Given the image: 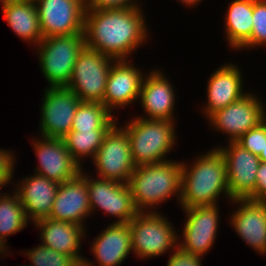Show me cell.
Returning <instances> with one entry per match:
<instances>
[{
	"label": "cell",
	"instance_id": "d590c367",
	"mask_svg": "<svg viewBox=\"0 0 266 266\" xmlns=\"http://www.w3.org/2000/svg\"><path fill=\"white\" fill-rule=\"evenodd\" d=\"M181 3H183V5H185V7H189V8H194L196 6H198L199 3H201V1L203 0H178Z\"/></svg>",
	"mask_w": 266,
	"mask_h": 266
},
{
	"label": "cell",
	"instance_id": "5b68a950",
	"mask_svg": "<svg viewBox=\"0 0 266 266\" xmlns=\"http://www.w3.org/2000/svg\"><path fill=\"white\" fill-rule=\"evenodd\" d=\"M85 46L84 33L49 36L34 47L47 87H66L78 54Z\"/></svg>",
	"mask_w": 266,
	"mask_h": 266
},
{
	"label": "cell",
	"instance_id": "30bf717a",
	"mask_svg": "<svg viewBox=\"0 0 266 266\" xmlns=\"http://www.w3.org/2000/svg\"><path fill=\"white\" fill-rule=\"evenodd\" d=\"M43 92L39 136L62 139L72 129L73 118L81 100L66 87H46Z\"/></svg>",
	"mask_w": 266,
	"mask_h": 266
},
{
	"label": "cell",
	"instance_id": "d6a6232c",
	"mask_svg": "<svg viewBox=\"0 0 266 266\" xmlns=\"http://www.w3.org/2000/svg\"><path fill=\"white\" fill-rule=\"evenodd\" d=\"M138 2V0H86V9L106 10L139 8L141 7V2Z\"/></svg>",
	"mask_w": 266,
	"mask_h": 266
},
{
	"label": "cell",
	"instance_id": "f35d334b",
	"mask_svg": "<svg viewBox=\"0 0 266 266\" xmlns=\"http://www.w3.org/2000/svg\"><path fill=\"white\" fill-rule=\"evenodd\" d=\"M6 1H16V0H0V3L1 2H6ZM19 1V0H18Z\"/></svg>",
	"mask_w": 266,
	"mask_h": 266
},
{
	"label": "cell",
	"instance_id": "44dd1931",
	"mask_svg": "<svg viewBox=\"0 0 266 266\" xmlns=\"http://www.w3.org/2000/svg\"><path fill=\"white\" fill-rule=\"evenodd\" d=\"M241 73V68L231 62L224 63L212 72L206 86L207 100L201 108L206 119L215 111L225 108L248 93L243 89Z\"/></svg>",
	"mask_w": 266,
	"mask_h": 266
},
{
	"label": "cell",
	"instance_id": "1f68e13d",
	"mask_svg": "<svg viewBox=\"0 0 266 266\" xmlns=\"http://www.w3.org/2000/svg\"><path fill=\"white\" fill-rule=\"evenodd\" d=\"M14 154L12 150L0 148V186L7 187L12 183L17 160Z\"/></svg>",
	"mask_w": 266,
	"mask_h": 266
},
{
	"label": "cell",
	"instance_id": "8d00e7d4",
	"mask_svg": "<svg viewBox=\"0 0 266 266\" xmlns=\"http://www.w3.org/2000/svg\"><path fill=\"white\" fill-rule=\"evenodd\" d=\"M6 245H7V242H5L3 239L0 238V255L2 256V254H3V256H2L3 258L5 255L8 256L7 254L9 253L8 252L9 251L8 245L7 246ZM1 256H0V258H1Z\"/></svg>",
	"mask_w": 266,
	"mask_h": 266
},
{
	"label": "cell",
	"instance_id": "ba28073f",
	"mask_svg": "<svg viewBox=\"0 0 266 266\" xmlns=\"http://www.w3.org/2000/svg\"><path fill=\"white\" fill-rule=\"evenodd\" d=\"M117 122L105 135L91 160L98 174L96 177L128 184L135 170L127 132Z\"/></svg>",
	"mask_w": 266,
	"mask_h": 266
},
{
	"label": "cell",
	"instance_id": "83f0119b",
	"mask_svg": "<svg viewBox=\"0 0 266 266\" xmlns=\"http://www.w3.org/2000/svg\"><path fill=\"white\" fill-rule=\"evenodd\" d=\"M109 130L70 131L62 139L73 159L83 168L82 161L93 159Z\"/></svg>",
	"mask_w": 266,
	"mask_h": 266
},
{
	"label": "cell",
	"instance_id": "ab89813d",
	"mask_svg": "<svg viewBox=\"0 0 266 266\" xmlns=\"http://www.w3.org/2000/svg\"><path fill=\"white\" fill-rule=\"evenodd\" d=\"M4 186H0V194H2L3 192H1V190L3 191V189H1V188H3ZM1 196V195H0Z\"/></svg>",
	"mask_w": 266,
	"mask_h": 266
},
{
	"label": "cell",
	"instance_id": "6da1fadb",
	"mask_svg": "<svg viewBox=\"0 0 266 266\" xmlns=\"http://www.w3.org/2000/svg\"><path fill=\"white\" fill-rule=\"evenodd\" d=\"M140 8L85 9V46L116 60H129L150 36ZM130 55V56H129Z\"/></svg>",
	"mask_w": 266,
	"mask_h": 266
},
{
	"label": "cell",
	"instance_id": "603a6c76",
	"mask_svg": "<svg viewBox=\"0 0 266 266\" xmlns=\"http://www.w3.org/2000/svg\"><path fill=\"white\" fill-rule=\"evenodd\" d=\"M91 243L90 249L98 266H119L133 254L129 223L112 221Z\"/></svg>",
	"mask_w": 266,
	"mask_h": 266
},
{
	"label": "cell",
	"instance_id": "7402d4cb",
	"mask_svg": "<svg viewBox=\"0 0 266 266\" xmlns=\"http://www.w3.org/2000/svg\"><path fill=\"white\" fill-rule=\"evenodd\" d=\"M17 181L14 191L30 223L48 218L59 184L35 173Z\"/></svg>",
	"mask_w": 266,
	"mask_h": 266
},
{
	"label": "cell",
	"instance_id": "d4e9b609",
	"mask_svg": "<svg viewBox=\"0 0 266 266\" xmlns=\"http://www.w3.org/2000/svg\"><path fill=\"white\" fill-rule=\"evenodd\" d=\"M225 15V37L234 50L250 49L253 28V0H232Z\"/></svg>",
	"mask_w": 266,
	"mask_h": 266
},
{
	"label": "cell",
	"instance_id": "e0dca14e",
	"mask_svg": "<svg viewBox=\"0 0 266 266\" xmlns=\"http://www.w3.org/2000/svg\"><path fill=\"white\" fill-rule=\"evenodd\" d=\"M92 216L87 189V172L84 168L74 178L59 184L52 210L48 218L70 222L86 227L88 216Z\"/></svg>",
	"mask_w": 266,
	"mask_h": 266
},
{
	"label": "cell",
	"instance_id": "cb8c5ba5",
	"mask_svg": "<svg viewBox=\"0 0 266 266\" xmlns=\"http://www.w3.org/2000/svg\"><path fill=\"white\" fill-rule=\"evenodd\" d=\"M3 18L17 37L37 46L43 39L34 0L1 2Z\"/></svg>",
	"mask_w": 266,
	"mask_h": 266
},
{
	"label": "cell",
	"instance_id": "484cf974",
	"mask_svg": "<svg viewBox=\"0 0 266 266\" xmlns=\"http://www.w3.org/2000/svg\"><path fill=\"white\" fill-rule=\"evenodd\" d=\"M101 102L81 101L71 131L110 130L118 121Z\"/></svg>",
	"mask_w": 266,
	"mask_h": 266
},
{
	"label": "cell",
	"instance_id": "9a60e30c",
	"mask_svg": "<svg viewBox=\"0 0 266 266\" xmlns=\"http://www.w3.org/2000/svg\"><path fill=\"white\" fill-rule=\"evenodd\" d=\"M32 145L38 159L35 174L61 184L81 172V166L73 159L63 139L37 136Z\"/></svg>",
	"mask_w": 266,
	"mask_h": 266
},
{
	"label": "cell",
	"instance_id": "8fae6325",
	"mask_svg": "<svg viewBox=\"0 0 266 266\" xmlns=\"http://www.w3.org/2000/svg\"><path fill=\"white\" fill-rule=\"evenodd\" d=\"M89 175L91 174H87V189L92 214L100 210L114 219L116 217L114 223H129L139 213L128 184Z\"/></svg>",
	"mask_w": 266,
	"mask_h": 266
},
{
	"label": "cell",
	"instance_id": "ffe728a7",
	"mask_svg": "<svg viewBox=\"0 0 266 266\" xmlns=\"http://www.w3.org/2000/svg\"><path fill=\"white\" fill-rule=\"evenodd\" d=\"M33 225L40 230L41 245L71 256L80 266H96L94 262L89 261L80 253L82 239L87 237L85 227L51 218L41 219Z\"/></svg>",
	"mask_w": 266,
	"mask_h": 266
},
{
	"label": "cell",
	"instance_id": "d6986e66",
	"mask_svg": "<svg viewBox=\"0 0 266 266\" xmlns=\"http://www.w3.org/2000/svg\"><path fill=\"white\" fill-rule=\"evenodd\" d=\"M156 69V70H155ZM159 68L148 71L142 81L139 103L144 110L141 115L137 116L145 119L157 120H176L174 118L176 106V93L172 82L168 80L167 75Z\"/></svg>",
	"mask_w": 266,
	"mask_h": 266
},
{
	"label": "cell",
	"instance_id": "5bb4252c",
	"mask_svg": "<svg viewBox=\"0 0 266 266\" xmlns=\"http://www.w3.org/2000/svg\"><path fill=\"white\" fill-rule=\"evenodd\" d=\"M225 147L217 146L224 158L227 180L232 200L249 198L255 200L256 173L260 165L257 155L242 148L236 142H228Z\"/></svg>",
	"mask_w": 266,
	"mask_h": 266
},
{
	"label": "cell",
	"instance_id": "60d3db41",
	"mask_svg": "<svg viewBox=\"0 0 266 266\" xmlns=\"http://www.w3.org/2000/svg\"><path fill=\"white\" fill-rule=\"evenodd\" d=\"M264 120L266 121V107H265V118H264Z\"/></svg>",
	"mask_w": 266,
	"mask_h": 266
},
{
	"label": "cell",
	"instance_id": "8992f818",
	"mask_svg": "<svg viewBox=\"0 0 266 266\" xmlns=\"http://www.w3.org/2000/svg\"><path fill=\"white\" fill-rule=\"evenodd\" d=\"M166 215L157 212H139L130 222L131 247L142 260L165 255L178 247V230Z\"/></svg>",
	"mask_w": 266,
	"mask_h": 266
},
{
	"label": "cell",
	"instance_id": "e575fe53",
	"mask_svg": "<svg viewBox=\"0 0 266 266\" xmlns=\"http://www.w3.org/2000/svg\"><path fill=\"white\" fill-rule=\"evenodd\" d=\"M255 200L266 201V162H260L256 173Z\"/></svg>",
	"mask_w": 266,
	"mask_h": 266
},
{
	"label": "cell",
	"instance_id": "9c48e42d",
	"mask_svg": "<svg viewBox=\"0 0 266 266\" xmlns=\"http://www.w3.org/2000/svg\"><path fill=\"white\" fill-rule=\"evenodd\" d=\"M262 102L260 97L249 91L239 100L212 113L206 121L213 130L225 134L228 142H235L264 121L265 105Z\"/></svg>",
	"mask_w": 266,
	"mask_h": 266
},
{
	"label": "cell",
	"instance_id": "52a82bcc",
	"mask_svg": "<svg viewBox=\"0 0 266 266\" xmlns=\"http://www.w3.org/2000/svg\"><path fill=\"white\" fill-rule=\"evenodd\" d=\"M116 59L87 46L80 51L66 88L81 101L102 102L107 77Z\"/></svg>",
	"mask_w": 266,
	"mask_h": 266
},
{
	"label": "cell",
	"instance_id": "836d02e7",
	"mask_svg": "<svg viewBox=\"0 0 266 266\" xmlns=\"http://www.w3.org/2000/svg\"><path fill=\"white\" fill-rule=\"evenodd\" d=\"M166 266H202L203 257L186 252L177 247L173 253L170 252Z\"/></svg>",
	"mask_w": 266,
	"mask_h": 266
},
{
	"label": "cell",
	"instance_id": "2e32d148",
	"mask_svg": "<svg viewBox=\"0 0 266 266\" xmlns=\"http://www.w3.org/2000/svg\"><path fill=\"white\" fill-rule=\"evenodd\" d=\"M141 71L130 60H116L112 64L101 102L112 114L114 109L118 111L139 100L142 81L147 74Z\"/></svg>",
	"mask_w": 266,
	"mask_h": 266
},
{
	"label": "cell",
	"instance_id": "f546056e",
	"mask_svg": "<svg viewBox=\"0 0 266 266\" xmlns=\"http://www.w3.org/2000/svg\"><path fill=\"white\" fill-rule=\"evenodd\" d=\"M253 28L250 49L266 46V0H253Z\"/></svg>",
	"mask_w": 266,
	"mask_h": 266
},
{
	"label": "cell",
	"instance_id": "7c38bea8",
	"mask_svg": "<svg viewBox=\"0 0 266 266\" xmlns=\"http://www.w3.org/2000/svg\"><path fill=\"white\" fill-rule=\"evenodd\" d=\"M219 205L181 208L185 213L182 236L178 247L186 252L204 257L214 246L219 229ZM182 238V239H181ZM182 240V241H181Z\"/></svg>",
	"mask_w": 266,
	"mask_h": 266
},
{
	"label": "cell",
	"instance_id": "277c9868",
	"mask_svg": "<svg viewBox=\"0 0 266 266\" xmlns=\"http://www.w3.org/2000/svg\"><path fill=\"white\" fill-rule=\"evenodd\" d=\"M175 125L168 120L134 117L121 126L128 134L135 167L169 160L166 157L177 144Z\"/></svg>",
	"mask_w": 266,
	"mask_h": 266
},
{
	"label": "cell",
	"instance_id": "7a4b0ae2",
	"mask_svg": "<svg viewBox=\"0 0 266 266\" xmlns=\"http://www.w3.org/2000/svg\"><path fill=\"white\" fill-rule=\"evenodd\" d=\"M192 164V165H191ZM188 165L181 160V194L179 204L181 208L217 205L220 195L230 197L227 180V170L224 158L214 147L199 155Z\"/></svg>",
	"mask_w": 266,
	"mask_h": 266
},
{
	"label": "cell",
	"instance_id": "74e56055",
	"mask_svg": "<svg viewBox=\"0 0 266 266\" xmlns=\"http://www.w3.org/2000/svg\"><path fill=\"white\" fill-rule=\"evenodd\" d=\"M259 159L261 162H266V147L265 149L259 154Z\"/></svg>",
	"mask_w": 266,
	"mask_h": 266
},
{
	"label": "cell",
	"instance_id": "ac0fdd59",
	"mask_svg": "<svg viewBox=\"0 0 266 266\" xmlns=\"http://www.w3.org/2000/svg\"><path fill=\"white\" fill-rule=\"evenodd\" d=\"M237 209L229 215V225L249 247L266 256V201L234 199Z\"/></svg>",
	"mask_w": 266,
	"mask_h": 266
},
{
	"label": "cell",
	"instance_id": "4fadbf2b",
	"mask_svg": "<svg viewBox=\"0 0 266 266\" xmlns=\"http://www.w3.org/2000/svg\"><path fill=\"white\" fill-rule=\"evenodd\" d=\"M43 38L84 33L86 0H35Z\"/></svg>",
	"mask_w": 266,
	"mask_h": 266
},
{
	"label": "cell",
	"instance_id": "3957f363",
	"mask_svg": "<svg viewBox=\"0 0 266 266\" xmlns=\"http://www.w3.org/2000/svg\"><path fill=\"white\" fill-rule=\"evenodd\" d=\"M181 173V161L173 159L135 167L128 182L135 208L139 212H156L157 206L160 207L172 196L179 203Z\"/></svg>",
	"mask_w": 266,
	"mask_h": 266
},
{
	"label": "cell",
	"instance_id": "4316f807",
	"mask_svg": "<svg viewBox=\"0 0 266 266\" xmlns=\"http://www.w3.org/2000/svg\"><path fill=\"white\" fill-rule=\"evenodd\" d=\"M24 207L17 193L4 192L0 196V238L5 242L12 234L22 231L29 224Z\"/></svg>",
	"mask_w": 266,
	"mask_h": 266
},
{
	"label": "cell",
	"instance_id": "f1b7e54d",
	"mask_svg": "<svg viewBox=\"0 0 266 266\" xmlns=\"http://www.w3.org/2000/svg\"><path fill=\"white\" fill-rule=\"evenodd\" d=\"M22 253L31 261L27 266H80L71 256L41 244Z\"/></svg>",
	"mask_w": 266,
	"mask_h": 266
},
{
	"label": "cell",
	"instance_id": "4dcf8cb0",
	"mask_svg": "<svg viewBox=\"0 0 266 266\" xmlns=\"http://www.w3.org/2000/svg\"><path fill=\"white\" fill-rule=\"evenodd\" d=\"M235 142L242 148L259 156L266 147V121L264 120L258 126L251 128Z\"/></svg>",
	"mask_w": 266,
	"mask_h": 266
}]
</instances>
